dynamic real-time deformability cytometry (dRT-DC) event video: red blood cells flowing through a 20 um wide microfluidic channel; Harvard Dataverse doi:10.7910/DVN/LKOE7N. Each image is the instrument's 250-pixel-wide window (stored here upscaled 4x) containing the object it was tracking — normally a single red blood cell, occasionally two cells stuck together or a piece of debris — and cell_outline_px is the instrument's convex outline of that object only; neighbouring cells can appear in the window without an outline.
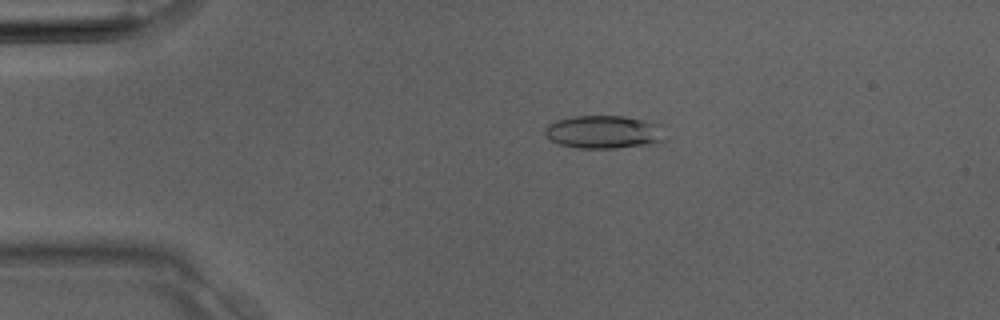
{"species": "Egyptian fruit bat (a non-hibernating species)", "species_latin": "Rousettus aegyptiacus", "temperature_condition": "room temperature", "stored_images_in_passage": 36, "camera_frame_rate_fps": 3000, "um_per_image_px": 0.085, "animal": {"sex": "male"}, "frame": {"image": 1, "passage_image": 7, "time_ms": 2.0, "image_size_px": [1000, 320], "cell_outline_px": [[664, 140], [656, 144], [616, 148], [576, 148], [560, 144], [552, 140], [544, 132], [544, 128], [548, 124], [556, 120], [572, 116], [624, 116], [652, 120], [664, 124]], "centroid_in_image_um": [51.42, 11.21], "position_along_channel_um": 33.6, "area_um2": 23.76}}
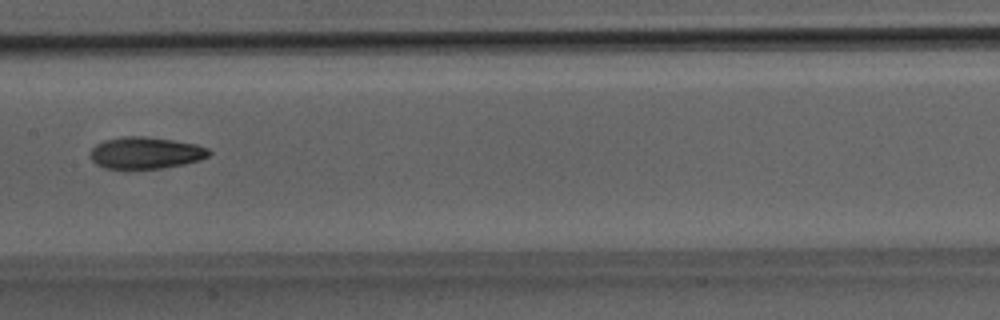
{"frame": {"image": 2, "passage_image": 18, "time_ms": 5.667, "image_size_px": [1000, 320], "cell_outline_px": [[212, 152], [208, 156], [200, 160], [184, 164], [164, 168], [136, 172], [124, 172], [104, 168], [96, 164], [88, 156], [92, 148], [96, 144], [104, 140], [124, 136], [144, 136], [172, 140], [196, 144], [208, 148]], "centroid_in_image_um": [12.32, 13.05], "position_along_channel_um": 195.1, "area_um2": 23.06}}
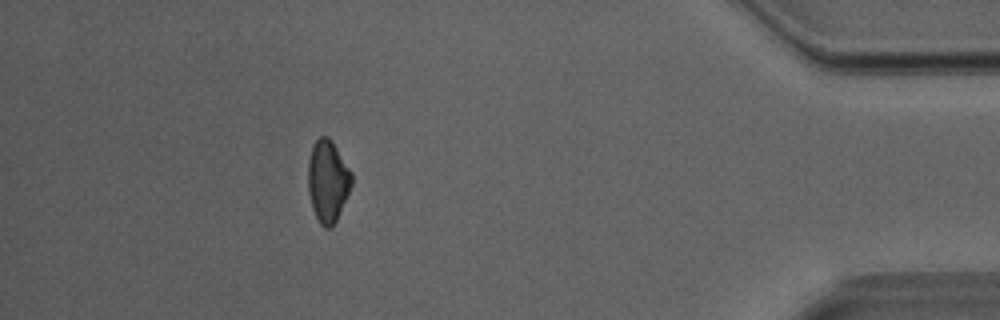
{"frame": {"image": 3, "passage_image": 32, "time_ms": 10.333, "image_size_px": [1000, 320], "cell_outline_px": [[352, 184], [340, 212], [332, 228], [324, 228], [320, 224], [312, 208], [308, 192], [308, 160], [312, 144], [320, 136], [328, 136], [332, 140], [352, 172]], "centroid_in_image_um": [27.85, 15.37], "position_along_channel_um": 407.4, "area_um2": 20.98}}